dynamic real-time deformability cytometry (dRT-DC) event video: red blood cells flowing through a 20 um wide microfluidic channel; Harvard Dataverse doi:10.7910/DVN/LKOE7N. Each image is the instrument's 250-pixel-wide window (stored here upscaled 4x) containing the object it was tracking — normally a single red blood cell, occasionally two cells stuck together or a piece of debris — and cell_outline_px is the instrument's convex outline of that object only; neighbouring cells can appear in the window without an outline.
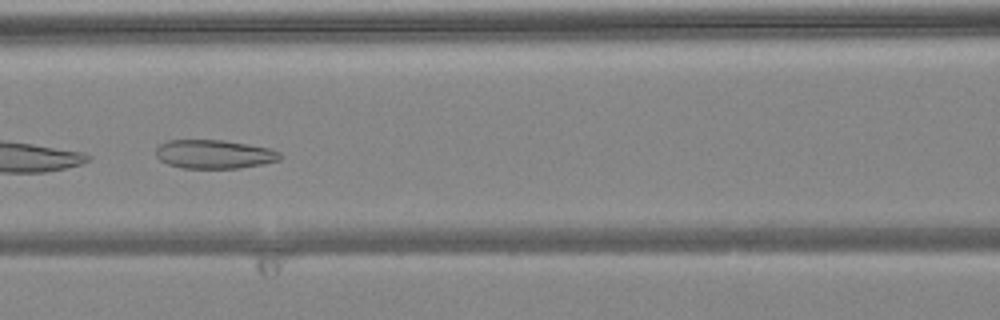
{"species": "common noctule bat (a hibernating species)", "species_latin": "Nyctalus noctula", "temperature_condition": "warm", "stored_images_in_passage": 8, "camera_frame_rate_fps": 3000, "um_per_image_px": 0.085, "animal": {"sex": "female", "body_mass_g": 24.6, "forearm_length_mm": 56.2}, "frame": {"image": 1, "passage_image": 6, "time_ms": 1.667, "image_size_px": [1000, 320], "cell_outline_px": [[284, 156], [280, 160], [264, 164], [236, 168], [180, 168], [168, 164], [160, 160], [156, 156], [156, 148], [160, 144], [168, 140], [224, 140], [272, 148], [280, 152]], "centroid_in_image_um": [18.24, 13.1], "position_along_channel_um": 148.4, "area_um2": 21.04}}
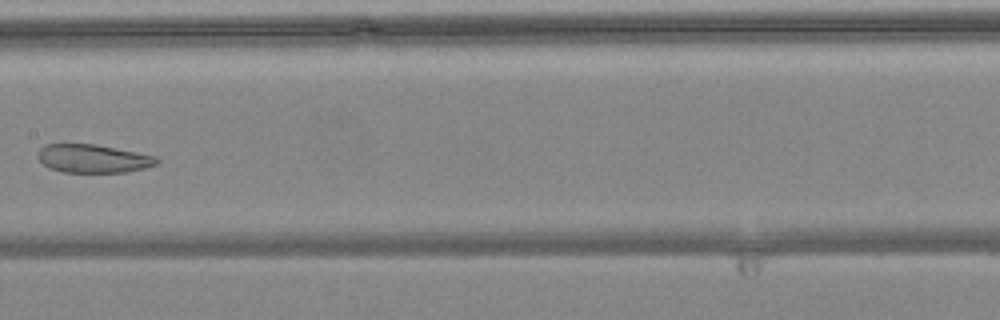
{"frame": {"image": 2, "passage_image": 7, "time_ms": 2.0, "image_size_px": [1000, 320], "cell_outline_px": [[160, 160], [156, 164], [144, 168], [128, 172], [64, 172], [48, 168], [40, 160], [40, 148], [44, 144], [96, 144], [156, 156]], "centroid_in_image_um": [7.94, 13.48], "position_along_channel_um": 199.5, "area_um2": 19.48}}
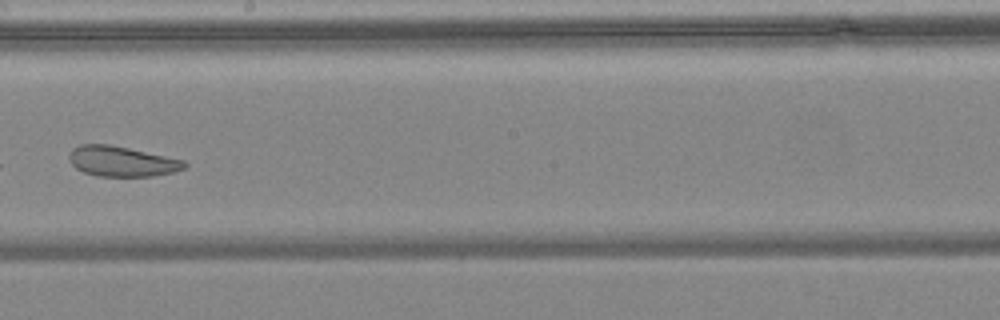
{"frame": {"image": 3, "passage_image": 8, "time_ms": 2.333, "image_size_px": [1000, 320], "cell_outline_px": [[188, 164], [184, 168], [172, 172], [152, 176], [96, 176], [84, 172], [76, 168], [72, 164], [68, 156], [72, 148], [80, 144], [108, 144], [128, 148], [184, 160]], "centroid_in_image_um": [10.32, 13.71], "position_along_channel_um": 237.9, "area_um2": 20.17}}